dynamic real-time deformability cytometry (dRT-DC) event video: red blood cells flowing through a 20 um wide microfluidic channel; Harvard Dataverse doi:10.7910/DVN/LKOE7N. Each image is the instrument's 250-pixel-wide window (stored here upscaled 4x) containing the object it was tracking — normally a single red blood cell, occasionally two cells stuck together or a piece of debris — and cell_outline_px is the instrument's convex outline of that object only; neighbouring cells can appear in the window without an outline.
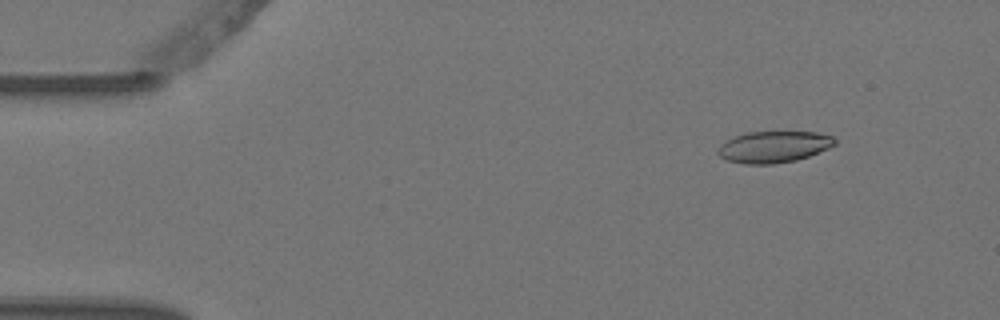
{"species": "Egyptian fruit bat (a non-hibernating species)", "species_latin": "Rousettus aegyptiacus", "temperature_condition": "warm", "stored_images_in_passage": 10, "camera_frame_rate_fps": 3000, "um_per_image_px": 0.085, "animal": {"sex": "female"}, "frame": {"image": 1, "passage_image": 2, "time_ms": 0.333, "image_size_px": [1000, 320], "cell_outline_px": [[836, 144], [828, 148], [808, 156], [796, 160], [772, 164], [744, 164], [728, 160], [720, 156], [716, 152], [720, 144], [736, 136], [748, 132], [816, 132], [832, 136], [836, 140]], "centroid_in_image_um": [65.76, 12.48], "position_along_channel_um": 19.2, "area_um2": 21.27}}
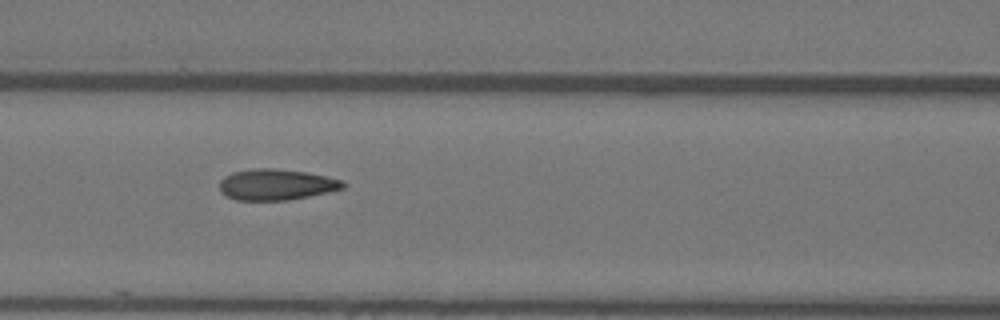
{"frame": {"image": 2, "passage_image": 7, "time_ms": 2.0, "image_size_px": [1000, 320], "cell_outline_px": [[344, 188], [328, 192], [288, 200], [236, 200], [220, 192], [220, 180], [224, 176], [232, 172], [256, 168], [272, 168], [304, 172], [344, 180]], "centroid_in_image_um": [23.46, 15.69], "position_along_channel_um": 143.1, "area_um2": 22.14}}
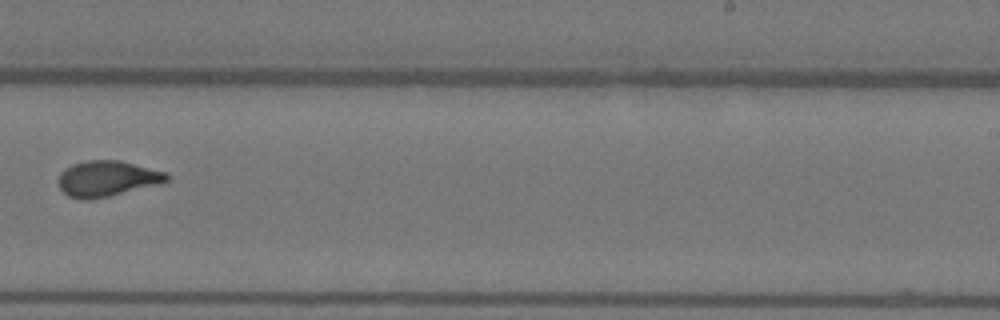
{"frame": {"image": 3, "passage_image": 10, "time_ms": 3.0, "image_size_px": [1000, 320], "cell_outline_px": [[168, 180], [160, 184], [92, 200], [80, 200], [68, 196], [60, 188], [56, 180], [60, 172], [64, 168], [72, 164], [88, 160], [120, 160], [168, 172]], "centroid_in_image_um": [9.08, 15.18], "position_along_channel_um": 279.9, "area_um2": 22.89}}